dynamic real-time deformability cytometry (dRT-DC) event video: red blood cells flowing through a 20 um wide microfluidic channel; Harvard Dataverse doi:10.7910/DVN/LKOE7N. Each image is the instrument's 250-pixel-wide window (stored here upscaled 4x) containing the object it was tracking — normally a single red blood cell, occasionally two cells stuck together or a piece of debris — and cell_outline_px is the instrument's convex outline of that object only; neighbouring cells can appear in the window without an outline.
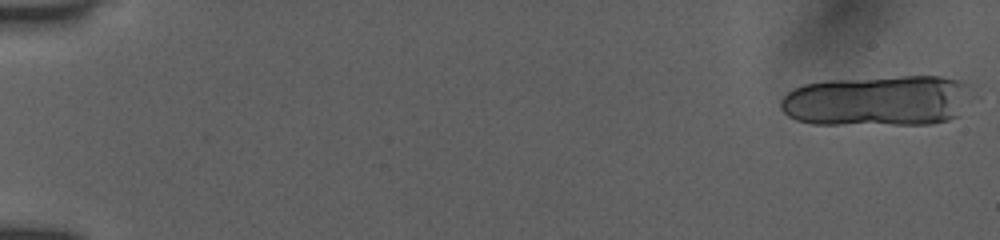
{"species": "human", "species_latin": "Homo sapiens", "temperature_condition": "room temperature", "stored_images_in_passage": 20, "camera_frame_rate_fps": 3000, "um_per_image_px": 0.085, "donor": {"sex": "female"}, "frame": {"image": 1, "passage_image": 1, "time_ms": 0.0, "image_size_px": [1000, 240], "cell_outline_px": [[980, 96], [960, 116], [948, 120], [932, 124], [812, 124], [796, 120], [788, 116], [780, 108], [780, 100], [788, 92], [804, 84], [824, 80], [904, 76], [940, 76], [964, 80], [972, 84]], "centroid_in_image_um": [74.81, 8.55], "position_along_channel_um": 10.2, "area_um2": 58.67}}